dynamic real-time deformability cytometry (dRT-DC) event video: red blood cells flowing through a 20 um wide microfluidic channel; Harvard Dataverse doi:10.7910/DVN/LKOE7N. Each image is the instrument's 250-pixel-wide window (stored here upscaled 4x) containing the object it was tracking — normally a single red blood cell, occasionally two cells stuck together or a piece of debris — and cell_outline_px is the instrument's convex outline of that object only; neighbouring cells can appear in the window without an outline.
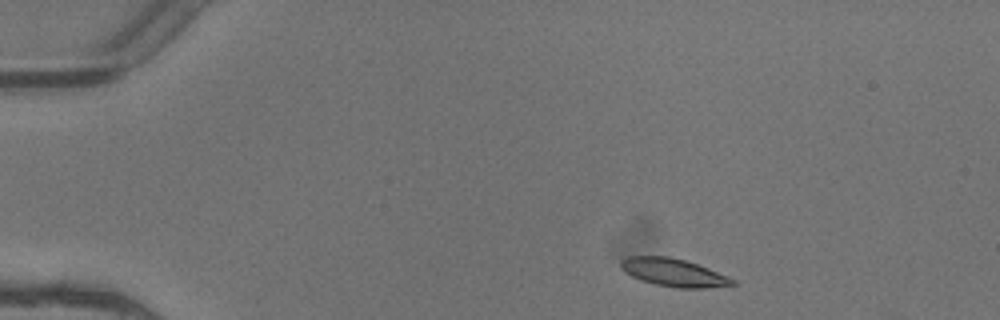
{"species": "common noctule bat (a hibernating species)", "species_latin": "Nyctalus noctula", "temperature_condition": "warm", "stored_images_in_passage": 3, "camera_frame_rate_fps": 3000, "um_per_image_px": 0.085, "animal": {"sex": "female"}, "frame": {"image": 1, "passage_image": 1, "time_ms": 0.0, "image_size_px": [1000, 320], "cell_outline_px": [[736, 284], [704, 288], [676, 288], [656, 284], [640, 280], [624, 272], [620, 268], [620, 260], [628, 256], [668, 256], [684, 260], [708, 268], [728, 276], [736, 280]], "centroid_in_image_um": [57.22, 23.16], "position_along_channel_um": 27.8, "area_um2": 18.15}}
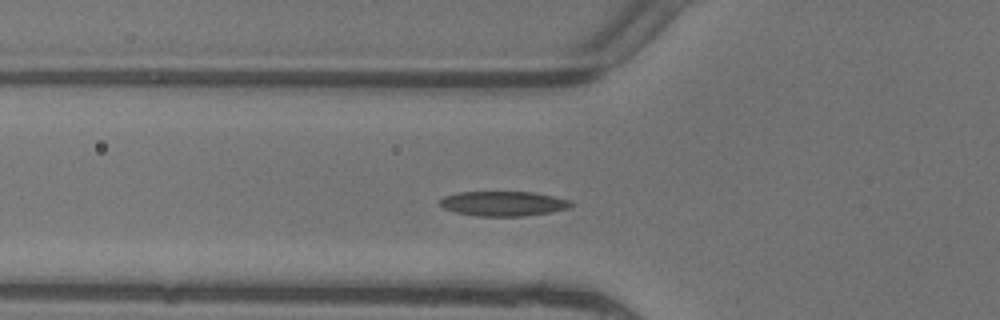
{"frame": {"image": 2, "passage_image": 3, "time_ms": 0.667, "image_size_px": [1000, 320], "cell_outline_px": [[572, 204], [568, 208], [552, 212], [524, 216], [476, 216], [456, 212], [444, 208], [436, 204], [444, 196], [456, 192], [532, 192], [572, 200]], "centroid_in_image_um": [42.75, 17.3], "position_along_channel_um": 83.1, "area_um2": 19.02}}